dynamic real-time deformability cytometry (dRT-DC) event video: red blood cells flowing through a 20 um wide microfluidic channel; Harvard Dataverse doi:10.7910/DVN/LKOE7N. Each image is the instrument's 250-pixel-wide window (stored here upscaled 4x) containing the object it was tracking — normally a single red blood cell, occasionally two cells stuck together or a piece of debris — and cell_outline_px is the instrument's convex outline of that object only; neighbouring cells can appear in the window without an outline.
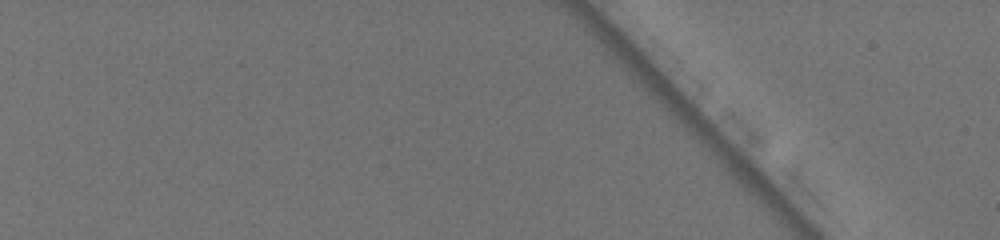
{"species": "common noctule bat (a hibernating species)", "species_latin": "Nyctalus noctula", "temperature_condition": "warm", "stored_images_in_passage": 3, "camera_frame_rate_fps": 3000, "um_per_image_px": 0.085, "animal": {"sex": "female", "body_mass_g": 19.5, "forearm_length_mm": 54.1}, "frame": {"image": 1, "passage_image": 2, "time_ms": 0.333, "image_size_px": [1000, 240], "cell_outline_px": [[948, 96], [920, 136], [916, 136], [896, 116], [892, 108], [920, 76], [940, 84]], "centroid_in_image_um": [78.2, 8.9], "position_along_channel_um": 6.8, "area_um2": 13.47}}